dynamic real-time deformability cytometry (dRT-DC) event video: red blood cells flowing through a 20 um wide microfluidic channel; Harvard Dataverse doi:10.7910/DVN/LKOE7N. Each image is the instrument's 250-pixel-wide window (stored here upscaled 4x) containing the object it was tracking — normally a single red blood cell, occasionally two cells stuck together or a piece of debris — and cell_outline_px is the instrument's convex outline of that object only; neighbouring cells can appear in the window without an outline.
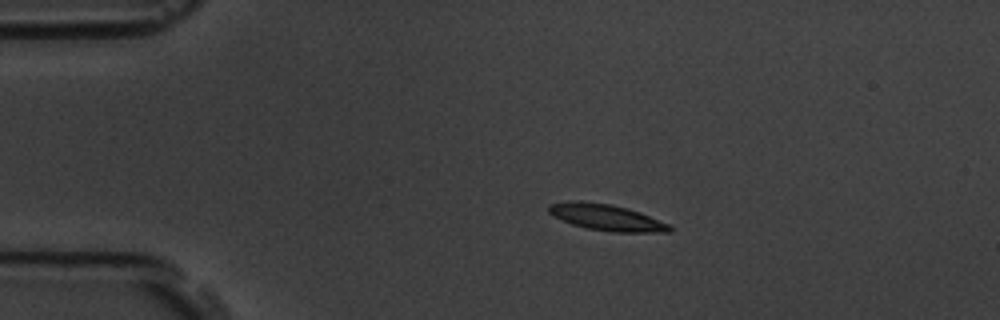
{"species": "common noctule bat (a hibernating species)", "species_latin": "Nyctalus noctula", "temperature_condition": "room temperature", "stored_images_in_passage": 14, "camera_frame_rate_fps": 3000, "um_per_image_px": 0.085, "animal": {"sex": "male", "body_mass_g": 19.5, "forearm_length_mm": 54.6}, "frame": {"image": 1, "passage_image": 2, "time_ms": 0.333, "image_size_px": [1000, 320], "cell_outline_px": [[672, 232], [612, 232], [584, 228], [572, 224], [552, 216], [548, 212], [548, 204], [568, 200], [580, 200], [612, 204], [628, 208], [640, 212], [672, 224]], "centroid_in_image_um": [51.55, 18.47], "position_along_channel_um": 33.5, "area_um2": 19.02}}
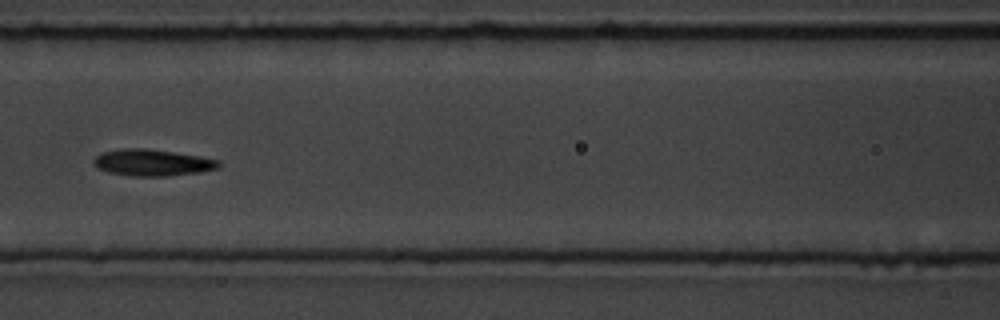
{"frame": {"image": 2, "passage_image": 6, "time_ms": 1.667, "image_size_px": [1000, 320], "cell_outline_px": [[220, 168], [200, 172], [164, 176], [132, 176], [108, 172], [96, 168], [92, 164], [92, 160], [96, 156], [104, 152], [120, 148], [144, 148], [200, 156], [220, 160]], "centroid_in_image_um": [12.93, 13.82], "position_along_channel_um": 153.7, "area_um2": 19.42}}
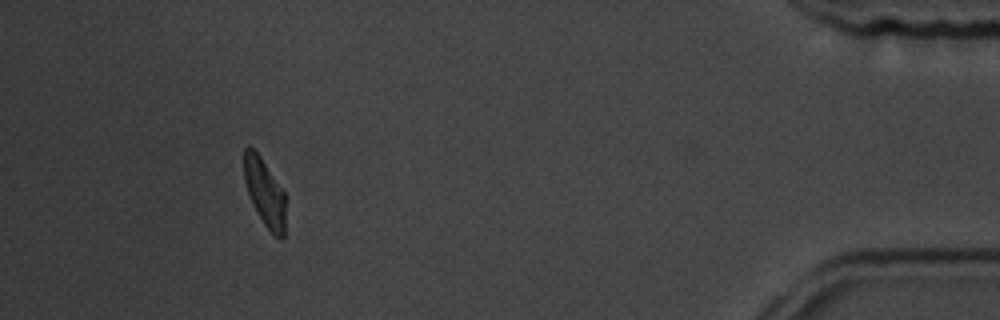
{"frame": {"image": 3, "passage_image": 13, "time_ms": 4.0, "image_size_px": [1000, 320], "cell_outline_px": [[284, 240], [280, 240], [264, 224], [256, 212], [248, 192], [244, 180], [244, 148], [248, 144], [260, 156], [284, 192]], "centroid_in_image_um": [22.48, 16.35], "position_along_channel_um": 412.7, "area_um2": 16.01}}